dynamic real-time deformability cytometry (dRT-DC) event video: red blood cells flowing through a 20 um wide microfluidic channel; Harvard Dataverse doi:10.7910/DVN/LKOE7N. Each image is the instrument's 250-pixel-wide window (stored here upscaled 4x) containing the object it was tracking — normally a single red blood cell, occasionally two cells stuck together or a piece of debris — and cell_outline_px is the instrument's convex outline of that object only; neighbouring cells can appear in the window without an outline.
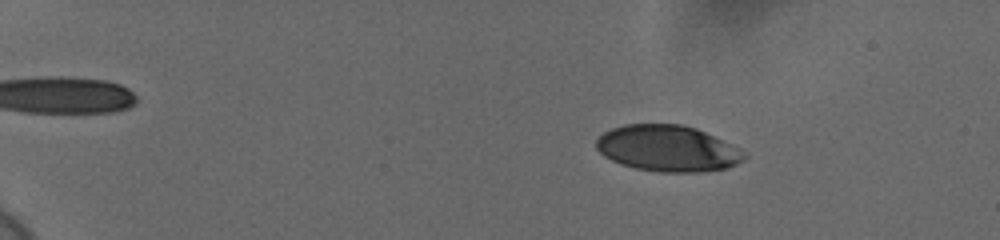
{"species": "human", "species_latin": "Homo sapiens", "temperature_condition": "cold", "stored_images_in_passage": 59, "camera_frame_rate_fps": 3000, "um_per_image_px": 0.085, "donor": {"sex": "female"}, "frame": {"image": 1, "passage_image": 11, "time_ms": 3.333, "image_size_px": [1000, 240], "cell_outline_px": [[748, 156], [744, 160], [736, 164], [724, 168], [700, 172], [660, 172], [636, 168], [620, 164], [604, 156], [596, 148], [596, 140], [604, 132], [612, 128], [624, 124], [680, 124], [696, 128], [732, 144], [740, 148]], "centroid_in_image_um": [56.76, 12.61], "position_along_channel_um": 28.2, "area_um2": 39.82}}
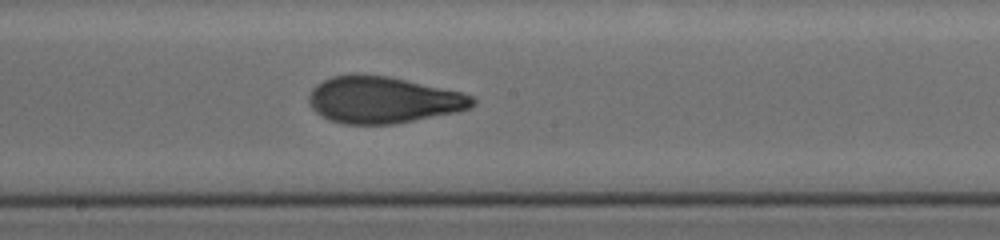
{"frame": {"image": 2, "passage_image": 36, "time_ms": 11.667, "image_size_px": [1000, 240], "cell_outline_px": [[476, 104], [468, 108], [456, 112], [392, 124], [344, 124], [328, 120], [320, 116], [308, 104], [308, 96], [312, 88], [316, 84], [332, 76], [352, 72], [388, 76], [460, 92], [472, 96], [476, 100]], "centroid_in_image_um": [32.48, 8.48], "position_along_channel_um": 215.7, "area_um2": 44.68}}
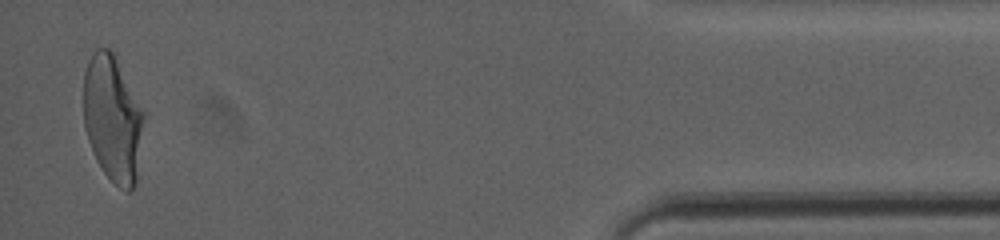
{"frame": {"image": 3, "passage_image": 58, "time_ms": 19.0, "image_size_px": [1000, 240], "cell_outline_px": [[144, 120], [136, 184], [132, 192], [128, 192], [120, 188], [104, 172], [96, 160], [92, 152], [84, 128], [84, 72], [88, 60], [92, 52], [96, 48], [108, 48], [116, 56], [144, 112]], "centroid_in_image_um": [9.57, 10.08], "position_along_channel_um": 425.6, "area_um2": 44.62}, "authors_computed_cell_mechanics": {"area_um2": 43.1766, "velocity_mm_per_s": 3.6725, "shape_relaxation_time_tau1_ms": 5.5773, "shape_relaxation_time_tau2_ms": 1.1068, "deformation_change_tau1": 0.1991, "deformation_change_tau2": 0.0718}}